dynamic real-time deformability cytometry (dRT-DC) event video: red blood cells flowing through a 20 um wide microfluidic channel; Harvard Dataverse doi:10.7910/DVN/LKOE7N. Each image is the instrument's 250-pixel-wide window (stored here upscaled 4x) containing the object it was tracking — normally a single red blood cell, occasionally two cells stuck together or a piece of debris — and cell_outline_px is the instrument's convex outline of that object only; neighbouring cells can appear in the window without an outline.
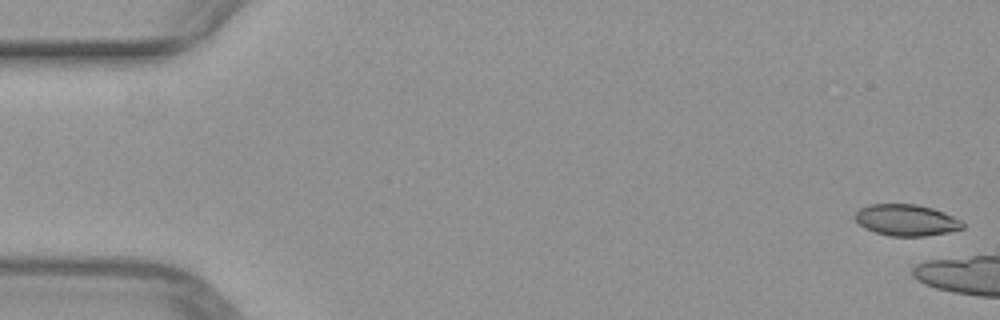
{"species": "common noctule bat (a hibernating species)", "species_latin": "Nyctalus noctula", "temperature_condition": "warm", "stored_images_in_passage": 5, "camera_frame_rate_fps": 3000, "um_per_image_px": 0.085, "animal": {"sex": "female", "body_mass_g": 29.2, "forearm_length_mm": 56.3}, "frame": {"image": 1, "passage_image": 1, "time_ms": 0.0, "image_size_px": [1000, 320], "cell_outline_px": [[964, 228], [948, 232], [924, 236], [892, 236], [876, 232], [864, 228], [856, 220], [856, 212], [860, 208], [868, 204], [916, 204], [932, 208], [944, 212], [960, 220], [964, 224]], "centroid_in_image_um": [77.04, 18.7], "position_along_channel_um": 8.0, "area_um2": 19.54}}